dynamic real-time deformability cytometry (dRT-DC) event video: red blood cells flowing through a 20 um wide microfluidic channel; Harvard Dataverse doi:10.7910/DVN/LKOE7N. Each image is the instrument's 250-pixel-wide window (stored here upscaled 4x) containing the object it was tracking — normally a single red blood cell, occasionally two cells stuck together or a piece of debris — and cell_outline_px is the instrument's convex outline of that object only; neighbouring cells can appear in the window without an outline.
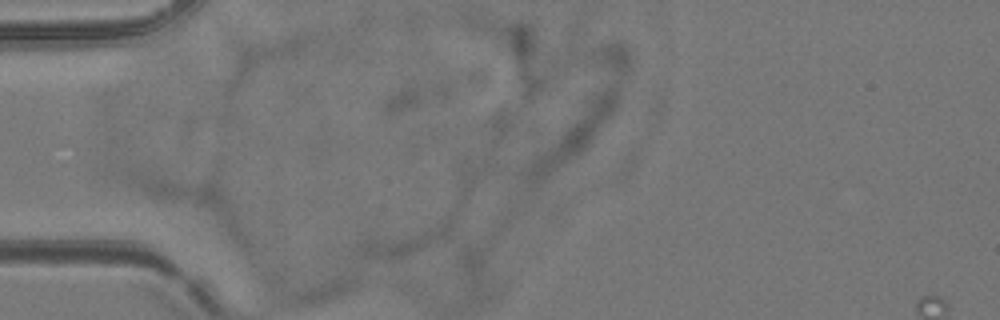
{"species": "common noctule bat (a hibernating species)", "species_latin": "Nyctalus noctula", "temperature_condition": "room temperature", "stored_images_in_passage": 2, "camera_frame_rate_fps": 3000, "um_per_image_px": 0.085, "animal": {"sex": "female", "body_mass_g": 24.6, "forearm_length_mm": 56.2}, "frame": {"image": 1, "passage_image": 1, "time_ms": 0.0, "image_size_px": [1000, 320], "cell_outline_px": [[452, 224], [448, 236], [396, 260], [388, 260], [360, 256], [352, 252], [360, 240], [368, 236], [448, 216], [452, 216]], "centroid_in_image_um": [34.32, 20.38], "position_along_channel_um": 50.7, "area_um2": 16.88}}